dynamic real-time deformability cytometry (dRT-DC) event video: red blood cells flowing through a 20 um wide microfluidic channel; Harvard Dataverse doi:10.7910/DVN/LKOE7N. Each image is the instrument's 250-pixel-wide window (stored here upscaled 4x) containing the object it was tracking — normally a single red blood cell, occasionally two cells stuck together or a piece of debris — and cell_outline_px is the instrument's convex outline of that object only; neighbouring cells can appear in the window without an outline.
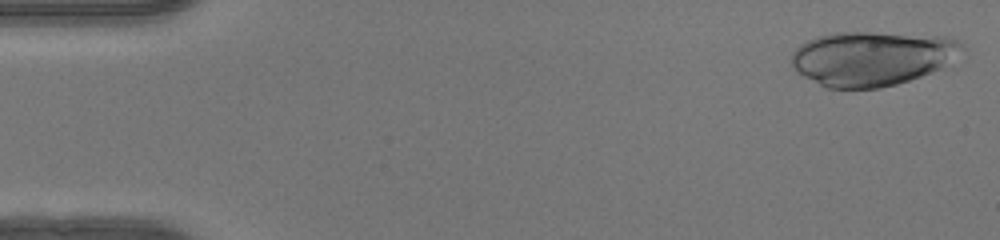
{"species": "human", "species_latin": "Homo sapiens", "temperature_condition": "warm", "stored_images_in_passage": 48, "camera_frame_rate_fps": 3000, "um_per_image_px": 0.085, "donor": {"sex": "female"}, "frame": {"image": 1, "passage_image": 1, "time_ms": 0.0, "image_size_px": [1000, 240], "cell_outline_px": [[964, 48], [940, 68], [932, 72], [896, 84], [880, 88], [828, 88], [796, 72], [792, 64], [792, 52], [800, 44], [816, 36], [836, 32], [872, 32], [944, 36], [956, 40], [964, 44]], "centroid_in_image_um": [74.08, 4.94], "position_along_channel_um": 10.9, "area_um2": 53.81}}
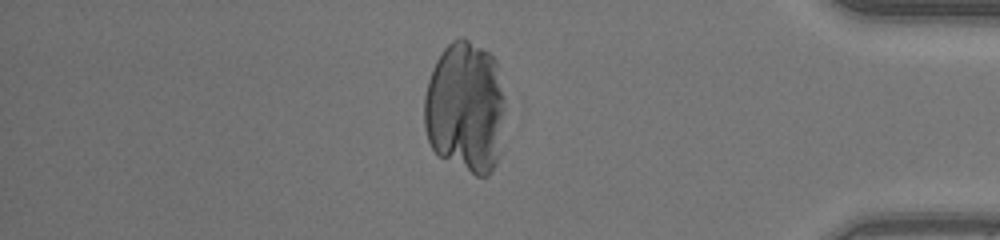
{"frame": {"image": 2, "passage_image": 41, "time_ms": 13.333, "image_size_px": [1000, 240], "cell_outline_px": [[504, 112], [500, 152], [488, 176], [476, 176], [440, 156], [432, 148], [428, 140], [424, 128], [424, 96], [428, 80], [432, 68], [436, 60], [444, 48], [452, 40], [460, 36], [464, 36], [488, 52], [496, 60], [504, 96]], "centroid_in_image_um": [39.54, 9.1], "position_along_channel_um": 395.7, "area_um2": 62.48}}